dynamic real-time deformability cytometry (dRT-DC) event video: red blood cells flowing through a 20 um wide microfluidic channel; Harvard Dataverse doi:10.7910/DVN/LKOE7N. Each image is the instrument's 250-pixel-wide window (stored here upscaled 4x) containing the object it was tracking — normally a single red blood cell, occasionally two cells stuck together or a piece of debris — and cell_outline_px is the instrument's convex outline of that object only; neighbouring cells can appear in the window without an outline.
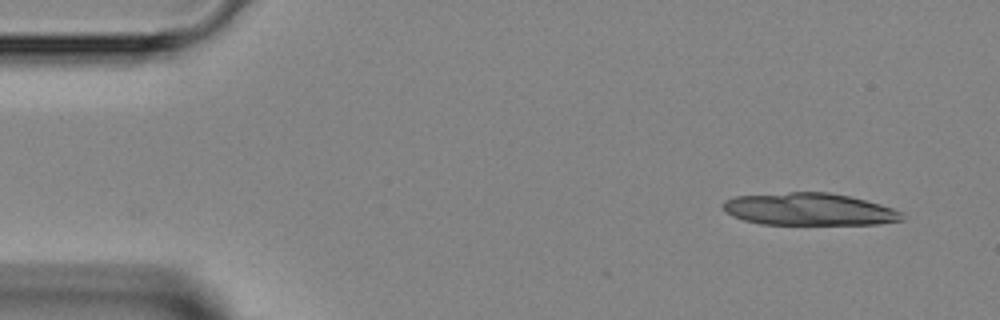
{"species": "Egyptian fruit bat (a non-hibernating species)", "species_latin": "Rousettus aegyptiacus", "temperature_condition": "room temperature", "stored_images_in_passage": 22, "camera_frame_rate_fps": 3000, "um_per_image_px": 0.085, "animal": {"sex": "female"}, "frame": {"image": 1, "passage_image": 1, "time_ms": 0.0, "image_size_px": [1000, 320], "cell_outline_px": [[908, 216], [904, 220], [880, 224], [760, 224], [744, 220], [732, 216], [720, 204], [724, 200], [736, 196], [788, 192], [828, 192], [848, 196], [880, 204], [892, 208]], "centroid_in_image_um": [68.79, 17.79], "position_along_channel_um": 16.2, "area_um2": 33.76}}
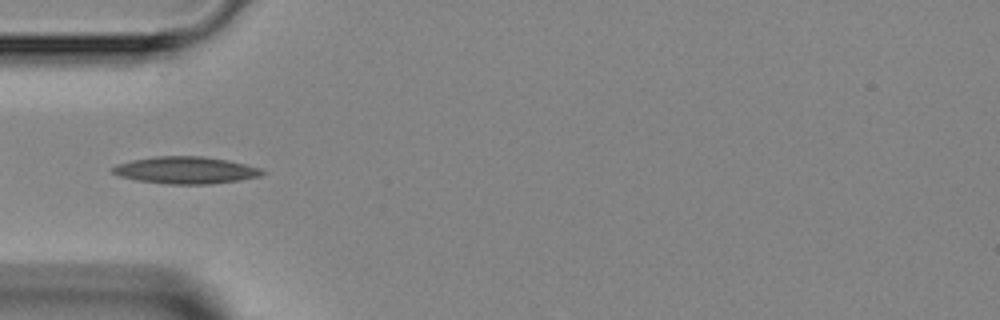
{"frame": {"image": 2, "passage_image": 12, "time_ms": 3.667, "image_size_px": [1000, 320], "cell_outline_px": [[268, 172], [260, 176], [240, 180], [212, 184], [168, 184], [136, 180], [120, 176], [112, 172], [112, 168], [116, 164], [132, 160], [156, 156], [200, 156], [228, 160], [260, 168]], "centroid_in_image_um": [15.8, 14.47], "position_along_channel_um": 69.2, "area_um2": 23.58}}
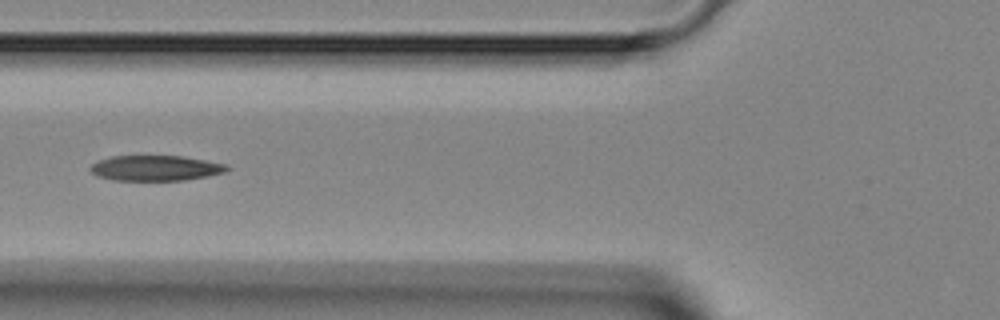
{"frame": {"image": 3, "passage_image": 15, "time_ms": 4.667, "image_size_px": [1000, 320], "cell_outline_px": [[228, 168], [224, 172], [184, 180], [112, 180], [96, 176], [88, 168], [92, 164], [100, 160], [112, 156], [180, 156], [228, 164]], "centroid_in_image_um": [13.17, 14.28], "position_along_channel_um": 112.6, "area_um2": 19.94}}